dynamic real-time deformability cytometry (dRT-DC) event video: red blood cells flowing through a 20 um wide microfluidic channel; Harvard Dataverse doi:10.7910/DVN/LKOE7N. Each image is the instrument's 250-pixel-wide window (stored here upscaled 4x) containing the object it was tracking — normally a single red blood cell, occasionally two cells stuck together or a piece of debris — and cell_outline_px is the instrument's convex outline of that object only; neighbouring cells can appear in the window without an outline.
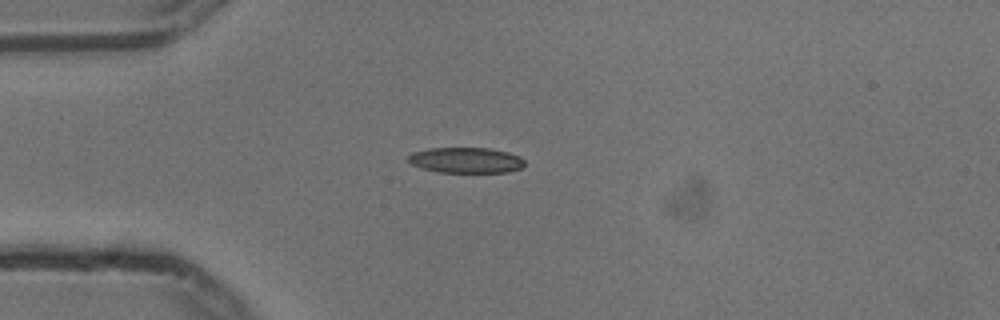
{"species": "common noctule bat (a hibernating species)", "species_latin": "Nyctalus noctula", "temperature_condition": "cold", "stored_images_in_passage": 33, "camera_frame_rate_fps": 3000, "um_per_image_px": 0.085, "animal": {"sex": "male", "body_mass_g": 13.3}, "frame": {"image": 1, "passage_image": 1, "time_ms": 0.0, "image_size_px": [1000, 320], "cell_outline_px": [[524, 164], [520, 168], [508, 172], [440, 172], [424, 168], [412, 164], [408, 160], [408, 156], [412, 152], [428, 148], [488, 148], [508, 152], [520, 156], [524, 160]], "centroid_in_image_um": [39.61, 13.61], "position_along_channel_um": 45.4, "area_um2": 17.22}}
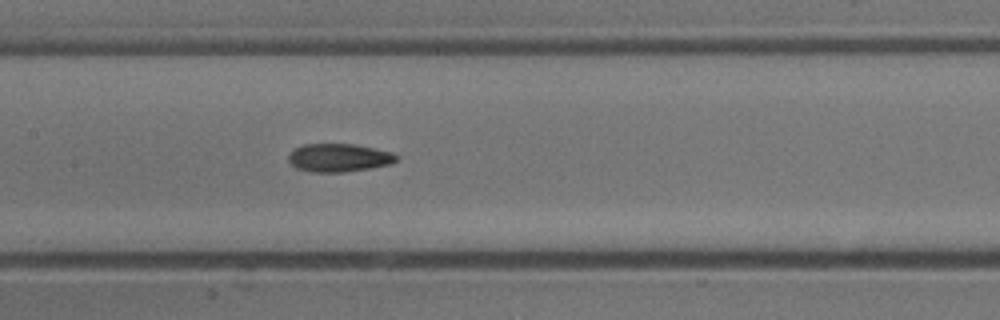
{"frame": {"image": 2, "passage_image": 13, "time_ms": 4.0, "image_size_px": [1000, 320], "cell_outline_px": [[396, 160], [388, 164], [368, 168], [344, 172], [312, 172], [296, 168], [288, 160], [288, 156], [296, 148], [304, 144], [352, 144], [392, 152], [396, 156]], "centroid_in_image_um": [28.76, 13.41], "position_along_channel_um": 178.6, "area_um2": 17.34}}
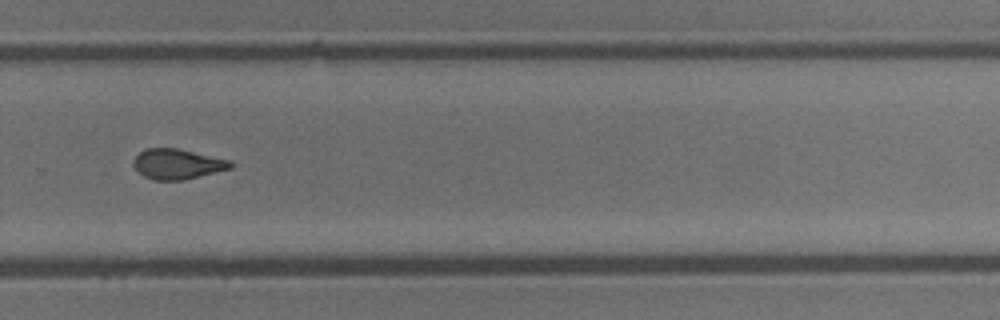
{"frame": {"image": 3, "passage_image": 24, "time_ms": 7.667, "image_size_px": [1000, 320], "cell_outline_px": [[232, 168], [184, 180], [152, 180], [136, 172], [132, 164], [136, 156], [144, 148], [176, 148], [232, 160]], "centroid_in_image_um": [15.05, 13.95], "position_along_channel_um": 314.7, "area_um2": 17.22}, "authors_computed_cell_mechanics": {"area_um2": 17.2822, "velocity_mm_per_s": 3.7403, "shape_relaxation_time_tau1_ms": 5.3263, "shape_relaxation_time_tau2_ms": 2.2704, "deformation_change_tau1": 0.1661, "deformation_change_tau2": 0.0979}}